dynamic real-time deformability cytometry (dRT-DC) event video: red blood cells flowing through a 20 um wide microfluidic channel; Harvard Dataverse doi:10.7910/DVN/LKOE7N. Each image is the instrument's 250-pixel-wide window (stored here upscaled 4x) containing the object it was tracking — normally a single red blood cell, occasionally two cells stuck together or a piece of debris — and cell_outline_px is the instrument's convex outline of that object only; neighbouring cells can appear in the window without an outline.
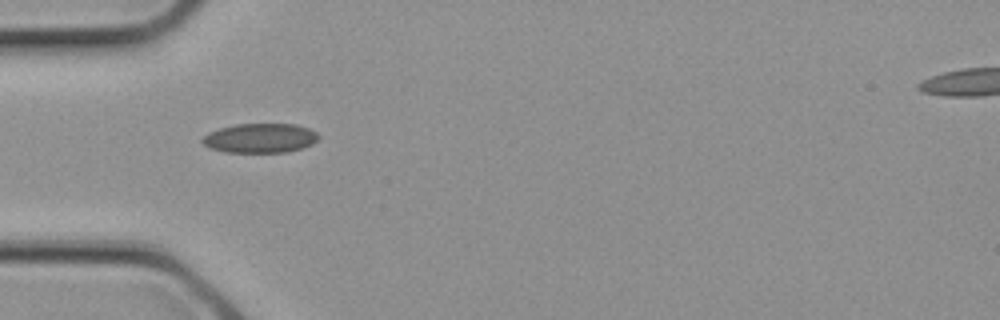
{"species": "common noctule bat (a hibernating species)", "species_latin": "Nyctalus noctula", "temperature_condition": "cold", "stored_images_in_passage": 1, "camera_frame_rate_fps": 3000, "um_per_image_px": 0.085, "animal": {"sex": "female", "body_mass_g": 21.9}, "frame": {"image": 1, "passage_image": 1, "time_ms": 0.0, "image_size_px": [1000, 320], "cell_outline_px": [[320, 136], [312, 144], [288, 152], [224, 152], [208, 148], [200, 140], [208, 132], [220, 128], [236, 124], [296, 124], [308, 128], [316, 132]], "centroid_in_image_um": [22.08, 11.74], "position_along_channel_um": 62.9, "area_um2": 19.94}}